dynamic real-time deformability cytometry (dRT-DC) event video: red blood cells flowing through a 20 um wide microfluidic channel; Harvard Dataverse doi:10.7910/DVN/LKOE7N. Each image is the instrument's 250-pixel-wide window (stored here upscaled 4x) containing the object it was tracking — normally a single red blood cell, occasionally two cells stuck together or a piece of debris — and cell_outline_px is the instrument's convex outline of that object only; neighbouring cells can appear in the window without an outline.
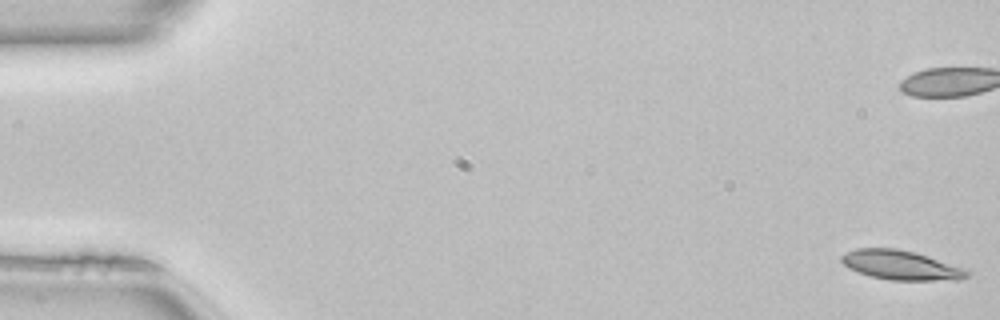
{"species": "common noctule bat (a hibernating species)", "species_latin": "Nyctalus noctula", "temperature_condition": "room temperature", "stored_images_in_passage": 51, "camera_frame_rate_fps": 3000, "um_per_image_px": 0.085, "animal": {"sex": "female", "body_mass_g": 22.7, "forearm_length_mm": 54.2}, "frame": {"image": 1, "passage_image": 1, "time_ms": 0.0, "image_size_px": [1000, 320], "cell_outline_px": [[972, 272], [968, 276], [960, 280], [888, 280], [868, 276], [848, 268], [840, 260], [840, 256], [856, 248], [896, 248], [916, 252], [968, 268]], "centroid_in_image_um": [76.64, 22.54], "position_along_channel_um": 8.4, "area_um2": 21.96}}